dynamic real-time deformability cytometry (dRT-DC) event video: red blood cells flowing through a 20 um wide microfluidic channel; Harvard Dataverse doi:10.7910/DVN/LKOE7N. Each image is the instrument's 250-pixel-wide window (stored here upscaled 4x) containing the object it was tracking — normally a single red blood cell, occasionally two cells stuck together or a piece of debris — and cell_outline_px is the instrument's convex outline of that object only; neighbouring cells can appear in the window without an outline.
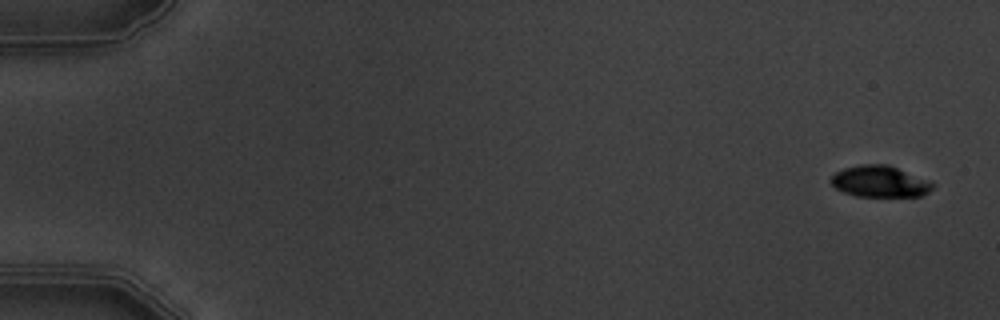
{"species": "common noctule bat (a hibernating species)", "species_latin": "Nyctalus noctula", "temperature_condition": "warm", "stored_images_in_passage": 5, "camera_frame_rate_fps": 3000, "um_per_image_px": 0.085, "animal": {"sex": "male", "body_mass_g": 19.5, "forearm_length_mm": 54.6}, "frame": {"image": 1, "passage_image": 1, "time_ms": 0.0, "image_size_px": [1000, 320], "cell_outline_px": [[936, 184], [928, 192], [920, 196], [856, 196], [844, 192], [836, 188], [828, 180], [836, 172], [844, 168], [860, 164], [888, 164], [928, 180]], "centroid_in_image_um": [74.77, 15.42], "position_along_channel_um": 10.2, "area_um2": 18.55}}